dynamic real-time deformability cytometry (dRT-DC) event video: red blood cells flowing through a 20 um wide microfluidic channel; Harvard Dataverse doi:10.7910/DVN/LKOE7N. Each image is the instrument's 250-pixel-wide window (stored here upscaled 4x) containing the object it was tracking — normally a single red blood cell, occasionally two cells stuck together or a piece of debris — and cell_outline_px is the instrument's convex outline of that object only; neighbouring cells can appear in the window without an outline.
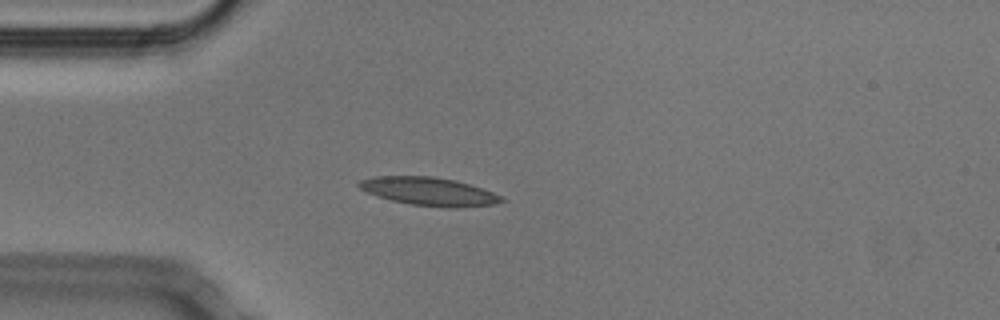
{"species": "Egyptian fruit bat (a non-hibernating species)", "species_latin": "Rousettus aegyptiacus", "temperature_condition": "cold", "stored_images_in_passage": 40, "camera_frame_rate_fps": 3000, "um_per_image_px": 0.085, "animal": {"sex": "male"}, "frame": {"image": 1, "passage_image": 1, "time_ms": 0.0, "image_size_px": [1000, 320], "cell_outline_px": [[504, 200], [496, 204], [456, 208], [444, 208], [408, 204], [376, 196], [360, 188], [356, 184], [360, 180], [372, 176], [432, 176], [456, 180], [504, 196]], "centroid_in_image_um": [36.46, 16.28], "position_along_channel_um": 48.5, "area_um2": 23.58}}
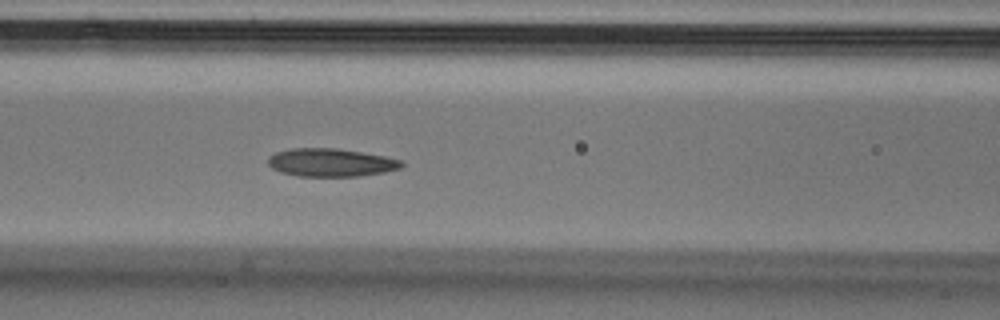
{"frame": {"image": 2, "passage_image": 9, "time_ms": 2.667, "image_size_px": [1000, 320], "cell_outline_px": [[404, 164], [400, 168], [384, 172], [360, 176], [300, 176], [280, 172], [272, 168], [268, 164], [268, 156], [276, 152], [292, 148], [336, 148], [384, 156], [400, 160]], "centroid_in_image_um": [28.09, 13.81], "position_along_channel_um": 138.5, "area_um2": 21.73}}
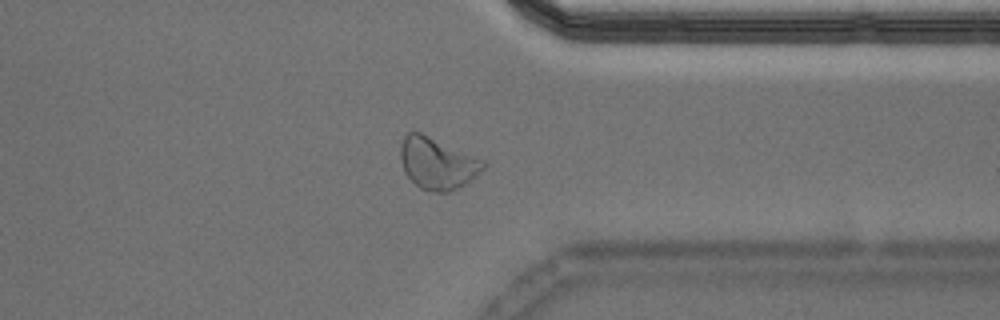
{"frame": {"image": 3, "passage_image": 28, "time_ms": 9.0, "image_size_px": [1000, 320], "cell_outline_px": [[484, 168], [480, 172], [464, 184], [448, 192], [436, 192], [420, 188], [404, 172], [400, 160], [400, 144], [404, 136], [408, 132], [420, 132], [484, 160]], "centroid_in_image_um": [37.13, 13.87], "position_along_channel_um": 374.3, "area_um2": 24.57}, "authors_computed_cell_mechanics": {"area_um2": 22.6576, "velocity_mm_per_s": 3.7776, "shape_relaxation_time_tau1_ms": null, "shape_relaxation_time_tau2_ms": 3.0174, "deformation_change_tau1": null, "deformation_change_tau2": 0.0999}}